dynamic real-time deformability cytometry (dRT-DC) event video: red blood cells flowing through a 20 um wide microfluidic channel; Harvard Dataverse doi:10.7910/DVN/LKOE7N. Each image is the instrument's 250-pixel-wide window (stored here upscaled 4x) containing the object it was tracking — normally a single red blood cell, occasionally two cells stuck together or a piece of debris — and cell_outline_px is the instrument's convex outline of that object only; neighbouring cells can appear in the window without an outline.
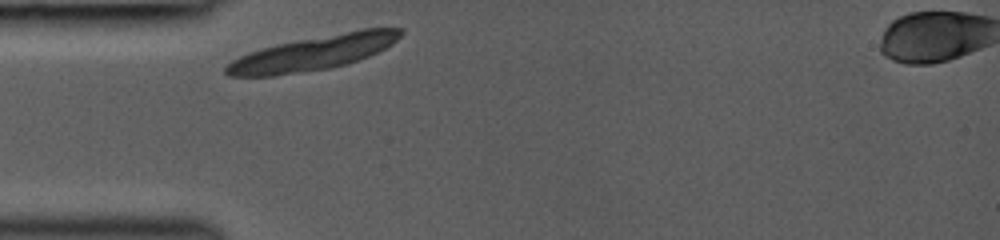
{"species": "common noctule bat (a hibernating species)", "species_latin": "Nyctalus noctula", "temperature_condition": "room temperature", "stored_images_in_passage": 7, "camera_frame_rate_fps": 3000, "um_per_image_px": 0.085, "animal": {"sex": "female", "body_mass_g": 19.0, "forearm_length_mm": 53.3}, "frame": {"image": 1, "passage_image": 1, "time_ms": 0.0, "image_size_px": [1000, 240], "cell_outline_px": [[404, 32], [392, 44], [368, 56], [344, 64], [328, 68], [276, 76], [228, 76], [224, 72], [224, 68], [232, 60], [248, 52], [260, 48], [276, 44], [364, 28], [404, 28]], "centroid_in_image_um": [26.59, 4.5], "position_along_channel_um": 58.4, "area_um2": 34.74}}